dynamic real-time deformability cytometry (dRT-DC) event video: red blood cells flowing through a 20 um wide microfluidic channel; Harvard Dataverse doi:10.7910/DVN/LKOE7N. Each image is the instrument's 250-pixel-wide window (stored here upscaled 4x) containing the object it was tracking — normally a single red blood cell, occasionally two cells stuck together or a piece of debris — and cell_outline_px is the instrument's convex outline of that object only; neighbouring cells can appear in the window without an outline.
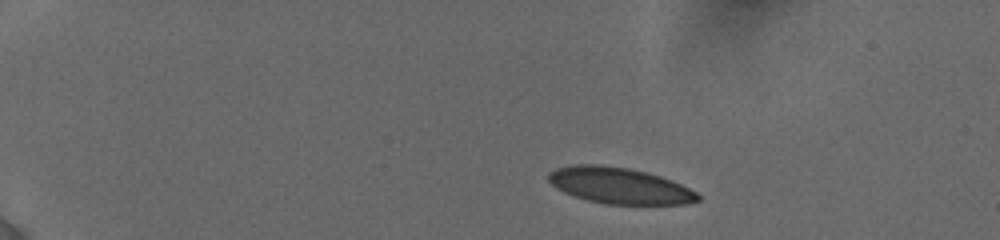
{"species": "human", "species_latin": "Homo sapiens", "temperature_condition": "cold", "stored_images_in_passage": 15, "camera_frame_rate_fps": 3000, "um_per_image_px": 0.085, "donor": {"sex": "female"}, "frame": {"image": 1, "passage_image": 3, "time_ms": 1.0, "image_size_px": [1000, 240], "cell_outline_px": [[700, 200], [688, 204], [604, 204], [588, 200], [564, 192], [556, 188], [548, 180], [548, 172], [556, 168], [576, 164], [600, 164], [628, 168], [648, 172], [672, 180], [696, 192], [700, 196]], "centroid_in_image_um": [52.65, 15.77], "position_along_channel_um": 32.3, "area_um2": 31.5}}
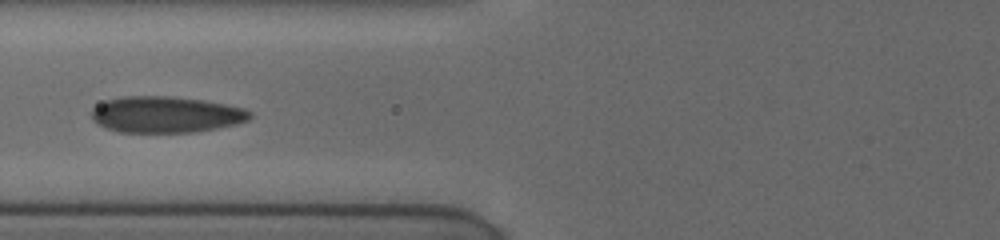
{"frame": {"image": 2, "passage_image": 12, "time_ms": 5.667, "image_size_px": [1000, 240], "cell_outline_px": [[252, 116], [248, 120], [236, 124], [216, 128], [192, 132], [120, 132], [104, 128], [96, 124], [92, 120], [92, 108], [108, 100], [124, 96], [168, 96], [204, 100], [244, 108], [252, 112]], "centroid_in_image_um": [14.09, 9.74], "position_along_channel_um": 111.7, "area_um2": 33.47}}
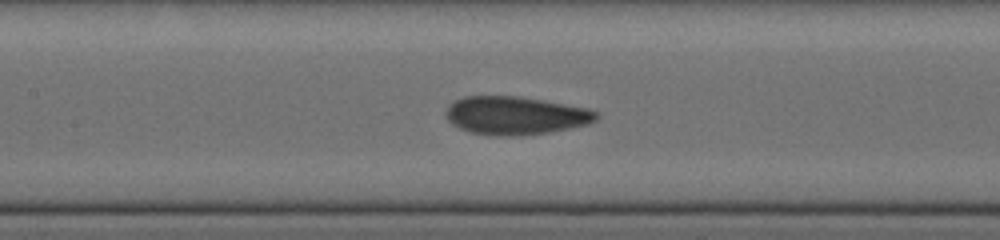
{"frame": {"image": 3, "passage_image": 15, "time_ms": 7.0, "image_size_px": [1000, 240], "cell_outline_px": [[600, 116], [596, 120], [588, 124], [548, 132], [520, 136], [496, 136], [472, 132], [460, 128], [452, 124], [444, 116], [444, 112], [448, 104], [464, 96], [516, 96], [544, 100], [588, 108], [596, 112]], "centroid_in_image_um": [43.79, 9.81], "position_along_channel_um": 163.6, "area_um2": 33.58}}